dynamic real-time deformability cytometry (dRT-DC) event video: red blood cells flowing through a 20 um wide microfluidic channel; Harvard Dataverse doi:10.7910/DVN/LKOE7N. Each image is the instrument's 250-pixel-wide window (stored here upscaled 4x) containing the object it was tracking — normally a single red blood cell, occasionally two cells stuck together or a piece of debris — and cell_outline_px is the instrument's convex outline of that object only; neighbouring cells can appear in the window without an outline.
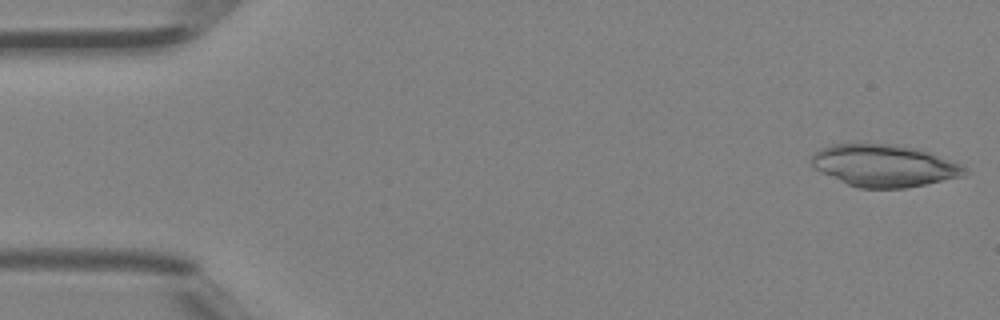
{"species": "Egyptian fruit bat (a non-hibernating species)", "species_latin": "Rousettus aegyptiacus", "temperature_condition": "room temperature", "stored_images_in_passage": 4, "camera_frame_rate_fps": 3000, "um_per_image_px": 0.085, "animal": {"sex": "female"}, "frame": {"image": 1, "passage_image": 1, "time_ms": 0.0, "image_size_px": [1000, 320], "cell_outline_px": [[968, 172], [964, 176], [904, 188], [860, 188], [848, 184], [816, 168], [812, 164], [812, 156], [820, 148], [832, 144], [892, 144], [912, 148], [928, 152], [960, 164], [968, 168]], "centroid_in_image_um": [75.18, 14.08], "position_along_channel_um": 9.8, "area_um2": 36.88}}